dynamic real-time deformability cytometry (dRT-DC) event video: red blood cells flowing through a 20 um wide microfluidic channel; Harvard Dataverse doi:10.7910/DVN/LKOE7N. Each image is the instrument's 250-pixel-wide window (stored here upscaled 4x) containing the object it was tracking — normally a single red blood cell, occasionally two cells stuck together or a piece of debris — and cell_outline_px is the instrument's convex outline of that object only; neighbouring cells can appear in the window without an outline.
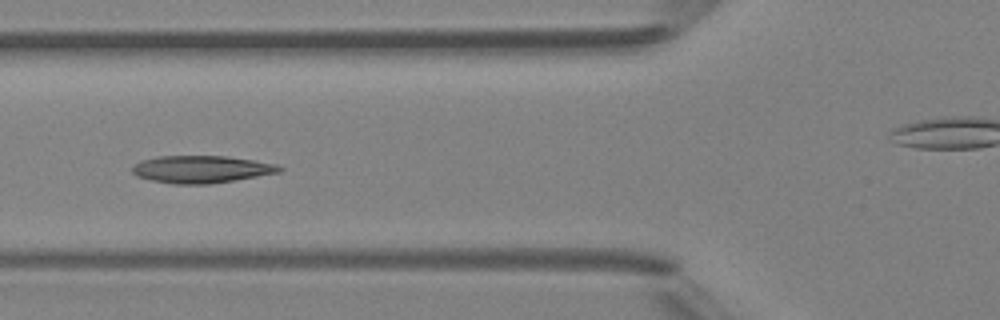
{"species": "Egyptian fruit bat (a non-hibernating species)", "species_latin": "Rousettus aegyptiacus", "temperature_condition": "room temperature", "stored_images_in_passage": 8, "camera_frame_rate_fps": 3000, "um_per_image_px": 0.085, "animal": {"sex": "female"}, "frame": {"image": 1, "passage_image": 6, "time_ms": 5.667, "image_size_px": [1000, 320], "cell_outline_px": [[284, 168], [280, 172], [236, 180], [208, 184], [172, 184], [152, 180], [136, 176], [132, 172], [132, 164], [140, 160], [156, 156], [228, 156], [276, 164]], "centroid_in_image_um": [17.08, 14.38], "position_along_channel_um": 108.7, "area_um2": 23.58}}
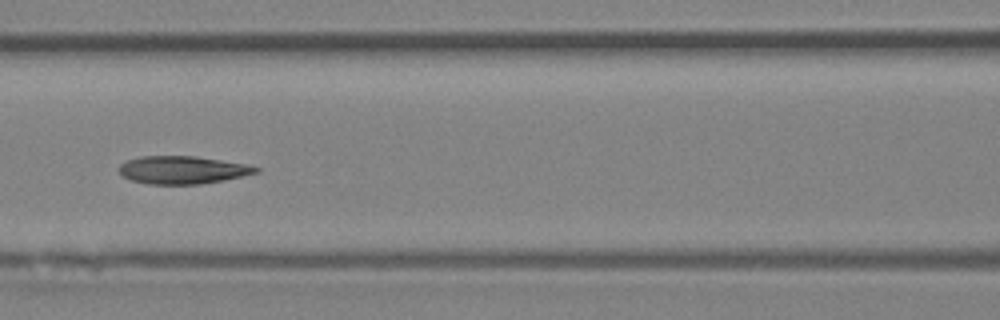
{"frame": {"image": 2, "passage_image": 7, "time_ms": 6.667, "image_size_px": [1000, 320], "cell_outline_px": [[260, 172], [224, 180], [200, 184], [148, 184], [132, 180], [124, 176], [116, 168], [120, 164], [128, 160], [140, 156], [196, 156], [248, 164], [260, 168]], "centroid_in_image_um": [15.53, 14.44], "position_along_channel_um": 151.1, "area_um2": 22.25}}